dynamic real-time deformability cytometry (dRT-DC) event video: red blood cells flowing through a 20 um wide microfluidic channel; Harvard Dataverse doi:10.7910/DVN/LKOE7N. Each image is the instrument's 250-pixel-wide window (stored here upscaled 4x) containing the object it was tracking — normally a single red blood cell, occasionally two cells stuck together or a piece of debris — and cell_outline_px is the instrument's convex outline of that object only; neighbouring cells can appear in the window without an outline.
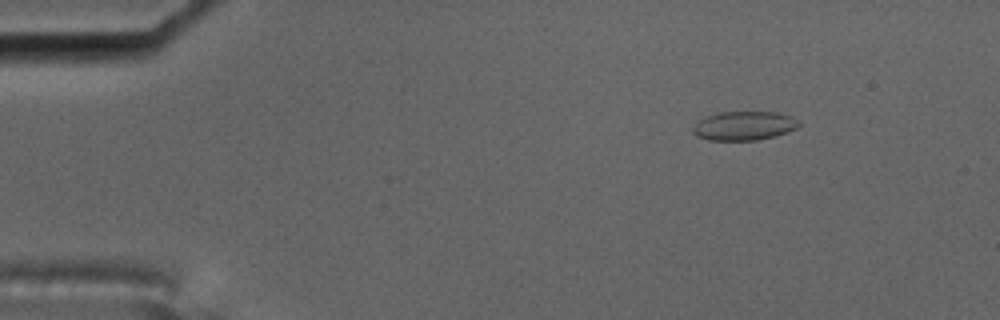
{"species": "common noctule bat (a hibernating species)", "species_latin": "Nyctalus noctula", "temperature_condition": "cold", "stored_images_in_passage": 4, "camera_frame_rate_fps": 3000, "um_per_image_px": 0.085, "animal": {"sex": "male", "body_mass_g": 17.5, "forearm_length_mm": 52.3}, "frame": {"image": 1, "passage_image": 1, "time_ms": 0.0, "image_size_px": [1000, 320], "cell_outline_px": [[800, 124], [796, 128], [788, 132], [756, 140], [708, 140], [696, 136], [692, 132], [692, 128], [696, 120], [716, 112], [776, 112], [792, 116]], "centroid_in_image_um": [63.18, 10.68], "position_along_channel_um": 21.8, "area_um2": 17.98}}